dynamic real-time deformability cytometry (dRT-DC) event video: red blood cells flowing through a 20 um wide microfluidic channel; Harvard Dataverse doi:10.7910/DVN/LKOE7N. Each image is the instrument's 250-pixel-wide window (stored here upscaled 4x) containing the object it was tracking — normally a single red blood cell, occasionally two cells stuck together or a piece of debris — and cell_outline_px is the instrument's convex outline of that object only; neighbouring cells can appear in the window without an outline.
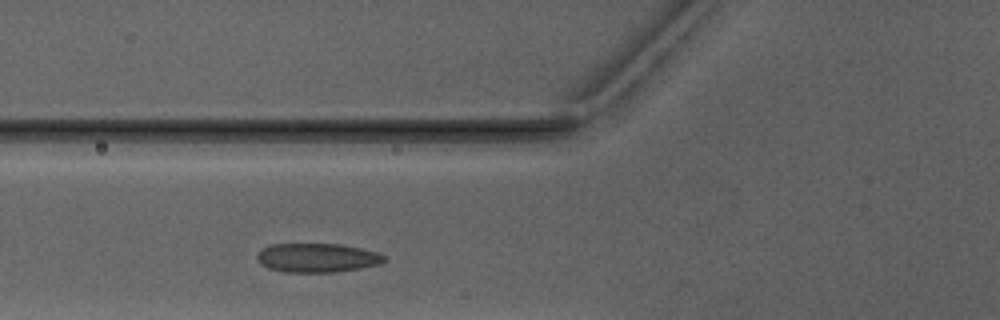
{"species": "Egyptian fruit bat (a non-hibernating species)", "species_latin": "Rousettus aegyptiacus", "temperature_condition": "warm", "stored_images_in_passage": 2, "camera_frame_rate_fps": 3000, "um_per_image_px": 0.085, "animal": {"sex": "male"}, "frame": {"image": 1, "passage_image": 2, "time_ms": 1.0, "image_size_px": [1000, 320], "cell_outline_px": [[388, 260], [380, 264], [360, 268], [336, 272], [284, 272], [268, 268], [260, 264], [256, 256], [264, 248], [272, 244], [340, 244], [380, 252], [388, 256]], "centroid_in_image_um": [27.03, 21.91], "position_along_channel_um": 98.8, "area_um2": 21.68}}